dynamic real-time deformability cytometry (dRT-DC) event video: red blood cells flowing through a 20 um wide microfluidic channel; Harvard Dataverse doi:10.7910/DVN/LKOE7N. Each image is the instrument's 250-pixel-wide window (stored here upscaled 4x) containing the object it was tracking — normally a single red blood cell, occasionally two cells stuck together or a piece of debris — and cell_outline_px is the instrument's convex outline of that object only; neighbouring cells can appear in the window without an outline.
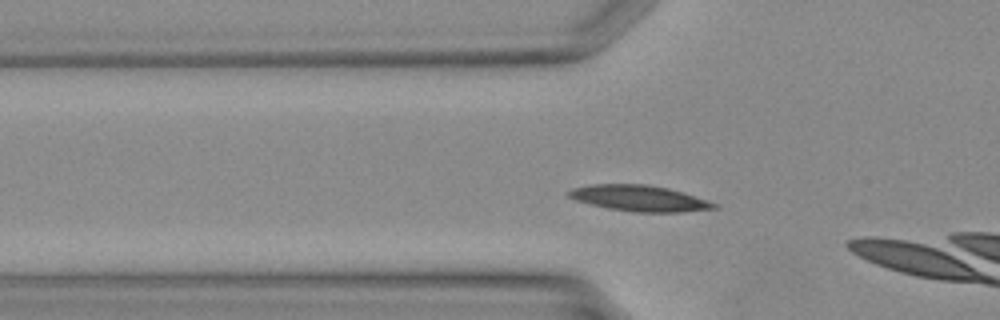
{"species": "Egyptian fruit bat (a non-hibernating species)", "species_latin": "Rousettus aegyptiacus", "temperature_condition": "warm", "stored_images_in_passage": 6, "camera_frame_rate_fps": 3000, "um_per_image_px": 0.085, "animal": {"sex": "female"}, "frame": {"image": 1, "passage_image": 4, "time_ms": 1.0, "image_size_px": [1000, 320], "cell_outline_px": [[720, 208], [684, 212], [632, 212], [608, 208], [576, 200], [568, 196], [568, 192], [572, 188], [592, 184], [648, 184], [668, 188], [716, 204]], "centroid_in_image_um": [54.32, 16.85], "position_along_channel_um": 71.5, "area_um2": 21.68}}